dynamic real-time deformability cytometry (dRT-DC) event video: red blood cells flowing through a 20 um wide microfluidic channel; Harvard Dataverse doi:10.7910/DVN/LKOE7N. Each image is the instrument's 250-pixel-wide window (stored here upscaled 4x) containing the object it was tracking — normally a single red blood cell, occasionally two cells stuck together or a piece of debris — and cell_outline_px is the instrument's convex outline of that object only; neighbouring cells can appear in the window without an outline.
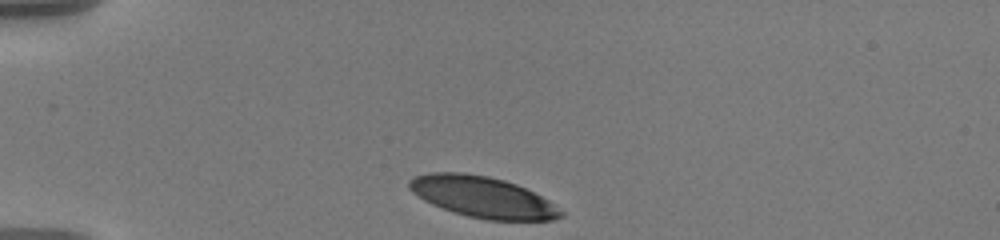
{"species": "human", "species_latin": "Homo sapiens", "temperature_condition": "warm", "stored_images_in_passage": 36, "camera_frame_rate_fps": 3000, "um_per_image_px": 0.085, "donor": {"sex": "male"}, "frame": {"image": 1, "passage_image": 1, "time_ms": 0.0, "image_size_px": [1000, 240], "cell_outline_px": [[564, 216], [552, 220], [488, 220], [468, 216], [432, 204], [424, 200], [412, 192], [408, 188], [408, 180], [412, 176], [428, 172], [464, 172], [488, 176], [504, 180], [516, 184], [548, 200], [564, 212]], "centroid_in_image_um": [40.99, 16.73], "position_along_channel_um": 44.0, "area_um2": 36.18}}
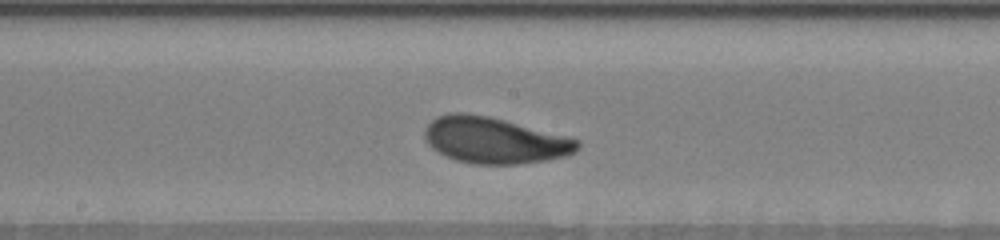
{"frame": {"image": 2, "passage_image": 18, "time_ms": 5.667, "image_size_px": [1000, 240], "cell_outline_px": [[580, 148], [576, 152], [564, 156], [548, 160], [520, 164], [472, 164], [456, 160], [432, 148], [424, 140], [424, 128], [436, 116], [448, 112], [468, 112], [488, 116], [504, 120], [580, 140]], "centroid_in_image_um": [42.0, 11.92], "position_along_channel_um": 206.2, "area_um2": 41.21}}
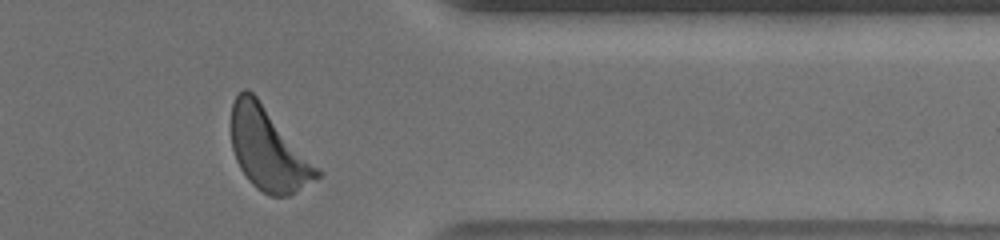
{"frame": {"image": 3, "passage_image": 34, "time_ms": 11.0, "image_size_px": [1000, 240], "cell_outline_px": [[324, 172], [320, 176], [288, 196], [268, 196], [256, 188], [248, 180], [240, 168], [236, 160], [232, 148], [232, 104], [236, 96], [244, 88], [248, 88], [256, 96]], "centroid_in_image_um": [22.81, 12.7], "position_along_channel_um": 388.6, "area_um2": 40.98}, "authors_computed_cell_mechanics": {"area_um2": 39.9398, "velocity_mm_per_s": 3.5639, "shape_relaxation_time_tau1_ms": 2.4322, "shape_relaxation_time_tau2_ms": 2.855, "deformation_change_tau1": 0.1497, "deformation_change_tau2": 0.0887}}